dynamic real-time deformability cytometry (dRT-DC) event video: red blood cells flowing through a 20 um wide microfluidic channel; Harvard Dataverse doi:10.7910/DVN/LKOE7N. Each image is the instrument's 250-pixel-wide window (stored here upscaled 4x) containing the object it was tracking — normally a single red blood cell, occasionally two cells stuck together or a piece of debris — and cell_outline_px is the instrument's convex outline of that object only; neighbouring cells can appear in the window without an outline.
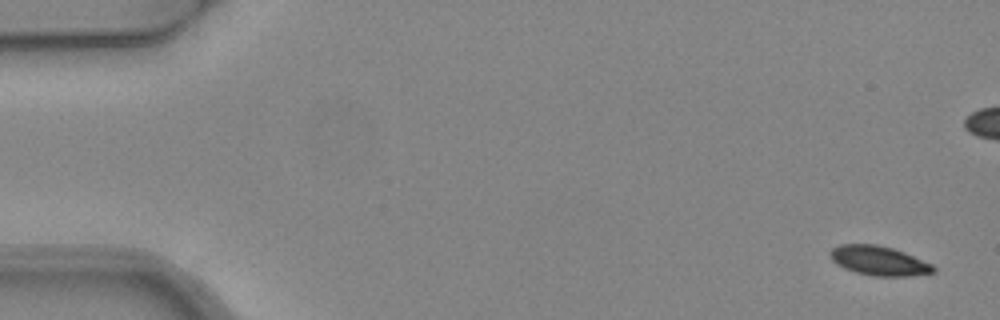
{"species": "common noctule bat (a hibernating species)", "species_latin": "Nyctalus noctula", "temperature_condition": "warm", "stored_images_in_passage": 5, "camera_frame_rate_fps": 3000, "um_per_image_px": 0.085, "animal": {"sex": "female", "body_mass_g": 24.6, "forearm_length_mm": 56.2}, "frame": {"image": 1, "passage_image": 1, "time_ms": 0.0, "image_size_px": [1000, 320], "cell_outline_px": [[936, 272], [908, 276], [872, 276], [856, 272], [844, 268], [836, 264], [828, 256], [828, 252], [832, 248], [840, 244], [876, 244], [892, 248], [904, 252], [932, 264], [936, 268]], "centroid_in_image_um": [74.68, 22.16], "position_along_channel_um": 10.3, "area_um2": 17.8}}
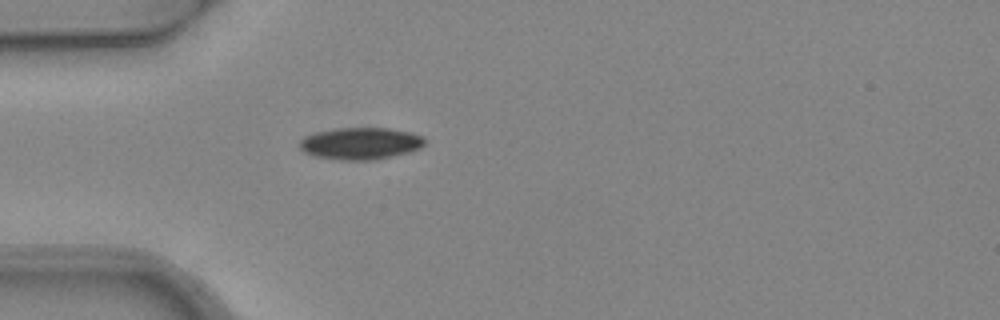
{"frame": {"image": 2, "passage_image": 5, "time_ms": 1.333, "image_size_px": [1000, 320], "cell_outline_px": [[424, 144], [420, 148], [408, 152], [392, 156], [372, 160], [340, 160], [316, 156], [304, 152], [300, 148], [300, 140], [304, 136], [316, 132], [340, 128], [392, 128], [412, 132], [424, 136]], "centroid_in_image_um": [30.66, 12.18], "position_along_channel_um": 54.3, "area_um2": 23.29}}